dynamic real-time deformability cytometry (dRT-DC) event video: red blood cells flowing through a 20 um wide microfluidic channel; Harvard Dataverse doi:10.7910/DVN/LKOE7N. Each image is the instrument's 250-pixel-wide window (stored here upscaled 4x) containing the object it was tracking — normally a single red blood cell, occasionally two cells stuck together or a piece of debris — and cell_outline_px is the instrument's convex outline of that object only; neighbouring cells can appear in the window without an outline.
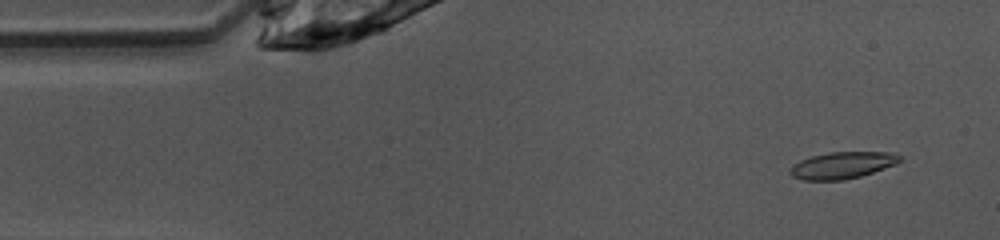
{"species": "common noctule bat (a hibernating species)", "species_latin": "Nyctalus noctula", "temperature_condition": "warm", "stored_images_in_passage": 47, "camera_frame_rate_fps": 3000, "um_per_image_px": 0.085, "animal": {"sex": "female", "body_mass_g": 10.0, "forearm_length_mm": 53.1}, "frame": {"image": 1, "passage_image": 3, "time_ms": 0.667, "image_size_px": [1000, 240], "cell_outline_px": [[900, 160], [896, 164], [860, 176], [844, 180], [804, 180], [792, 176], [788, 172], [792, 164], [800, 160], [812, 156], [828, 152], [896, 152], [900, 156]], "centroid_in_image_um": [71.57, 14.04], "position_along_channel_um": 13.4, "area_um2": 17.11}}
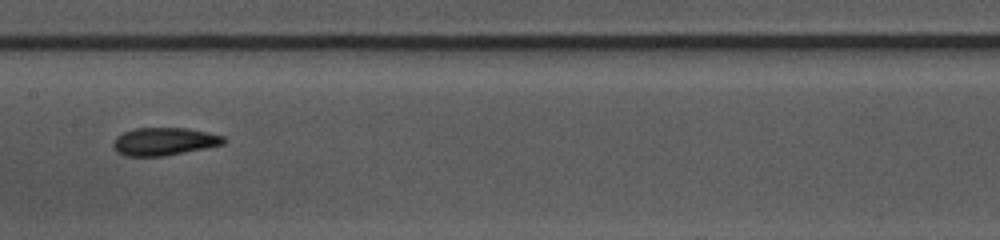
{"frame": {"image": 2, "passage_image": 22, "time_ms": 7.0, "image_size_px": [1000, 240], "cell_outline_px": [[228, 140], [224, 144], [164, 156], [124, 156], [116, 152], [112, 144], [116, 136], [124, 132], [136, 128], [188, 128], [208, 132], [224, 136]], "centroid_in_image_um": [13.95, 12.02], "position_along_channel_um": 193.4, "area_um2": 17.98}}
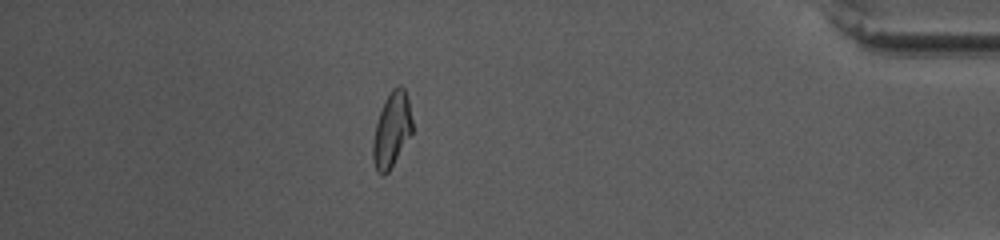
{"frame": {"image": 3, "passage_image": 41, "time_ms": 13.333, "image_size_px": [1000, 240], "cell_outline_px": [[412, 132], [388, 172], [384, 176], [376, 172], [372, 160], [372, 140], [376, 124], [380, 112], [392, 88], [396, 84], [400, 84], [404, 88], [408, 100], [412, 120]], "centroid_in_image_um": [33.27, 11.05], "position_along_channel_um": 401.9, "area_um2": 17.05}, "authors_computed_cell_mechanics": {"area_um2": 17.34, "velocity_mm_per_s": 4.0535, "shape_relaxation_time_tau1_ms": null, "shape_relaxation_time_tau2_ms": 2.7521, "deformation_change_tau1": null, "deformation_change_tau2": 0.1068}}